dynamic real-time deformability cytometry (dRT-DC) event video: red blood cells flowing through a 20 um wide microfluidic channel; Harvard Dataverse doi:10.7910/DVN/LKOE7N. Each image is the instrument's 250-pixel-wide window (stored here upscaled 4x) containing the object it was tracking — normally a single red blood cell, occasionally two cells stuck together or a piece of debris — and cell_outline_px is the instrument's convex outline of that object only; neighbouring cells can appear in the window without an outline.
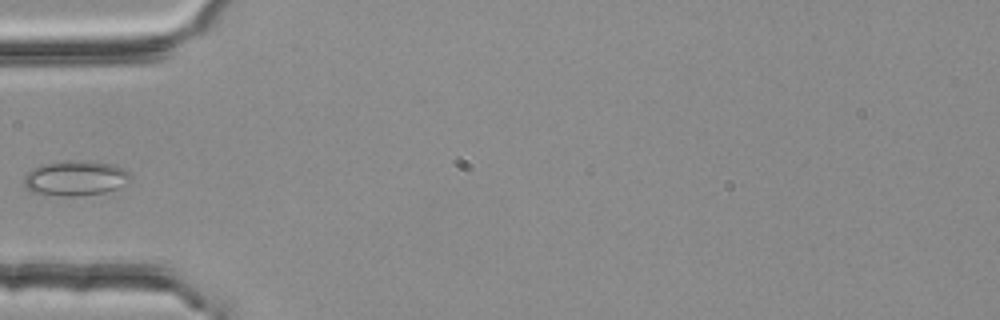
{"species": "common noctule bat (a hibernating species)", "species_latin": "Nyctalus noctula", "temperature_condition": "room temperature", "stored_images_in_passage": 2, "camera_frame_rate_fps": 3000, "um_per_image_px": 0.085, "animal": {"sex": "female", "body_mass_g": 25.1}, "frame": {"image": 1, "passage_image": 2, "time_ms": 0.333, "image_size_px": [1000, 320], "cell_outline_px": [[132, 180], [116, 188], [104, 192], [76, 196], [60, 196], [32, 192], [24, 184], [24, 176], [28, 172], [40, 164], [76, 160], [84, 160], [116, 164], [124, 168], [132, 176]], "centroid_in_image_um": [6.45, 15.13], "position_along_channel_um": 78.6, "area_um2": 21.79}}